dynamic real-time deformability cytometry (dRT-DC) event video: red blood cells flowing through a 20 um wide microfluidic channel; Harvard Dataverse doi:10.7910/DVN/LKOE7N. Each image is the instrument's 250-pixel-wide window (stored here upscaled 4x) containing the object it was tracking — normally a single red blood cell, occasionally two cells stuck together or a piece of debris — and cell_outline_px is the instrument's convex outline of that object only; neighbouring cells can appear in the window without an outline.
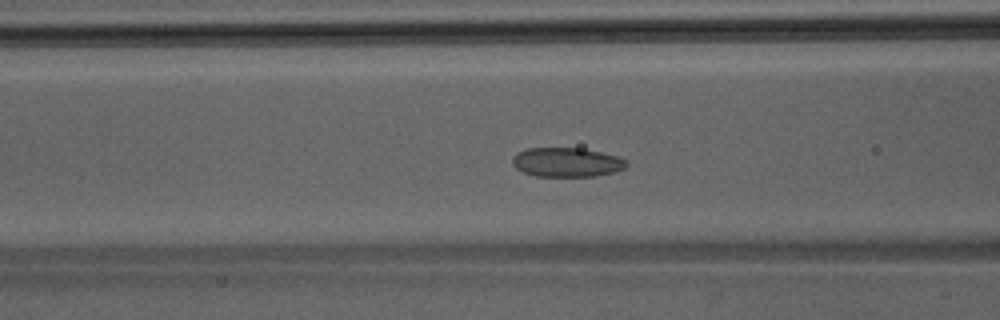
{"species": "Egyptian fruit bat (a non-hibernating species)", "species_latin": "Rousettus aegyptiacus", "temperature_condition": "room temperature", "stored_images_in_passage": 33, "camera_frame_rate_fps": 3000, "um_per_image_px": 0.085, "animal": {"sex": "male"}, "frame": {"image": 1, "passage_image": 5, "time_ms": 1.333, "image_size_px": [1000, 320], "cell_outline_px": [[628, 164], [624, 168], [616, 172], [596, 176], [536, 176], [524, 172], [516, 168], [512, 164], [512, 156], [516, 152], [528, 148], [584, 148], [620, 156], [628, 160]], "centroid_in_image_um": [48.21, 13.78], "position_along_channel_um": 118.4, "area_um2": 19.77}}
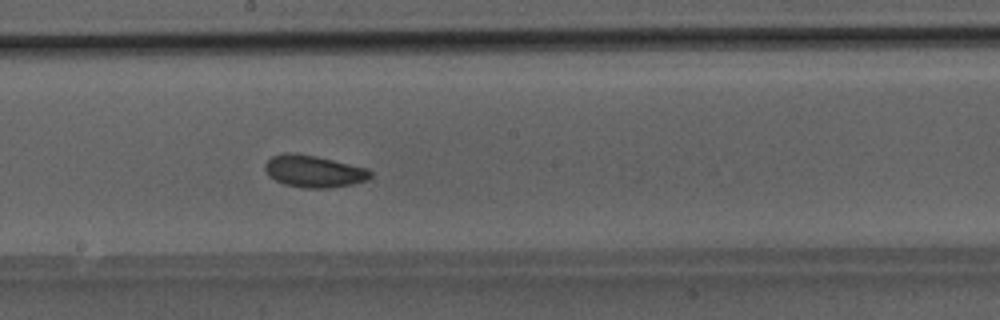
{"frame": {"image": 2, "passage_image": 12, "time_ms": 3.667, "image_size_px": [1000, 320], "cell_outline_px": [[372, 176], [368, 180], [352, 184], [328, 188], [304, 188], [284, 184], [268, 176], [264, 168], [264, 164], [272, 156], [284, 152], [292, 152], [316, 156], [368, 168], [372, 172]], "centroid_in_image_um": [26.67, 14.55], "position_along_channel_um": 221.5, "area_um2": 19.83}}
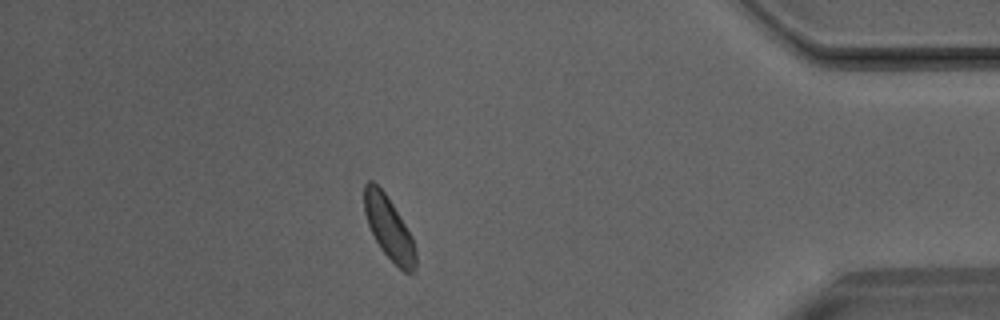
{"frame": {"image": 3, "passage_image": 27, "time_ms": 8.667, "image_size_px": [1000, 320], "cell_outline_px": [[416, 272], [404, 272], [380, 248], [368, 224], [364, 212], [364, 184], [368, 180], [372, 180], [384, 192], [392, 204], [412, 236], [416, 252]], "centroid_in_image_um": [33.06, 19.39], "position_along_channel_um": 402.1, "area_um2": 18.55}}